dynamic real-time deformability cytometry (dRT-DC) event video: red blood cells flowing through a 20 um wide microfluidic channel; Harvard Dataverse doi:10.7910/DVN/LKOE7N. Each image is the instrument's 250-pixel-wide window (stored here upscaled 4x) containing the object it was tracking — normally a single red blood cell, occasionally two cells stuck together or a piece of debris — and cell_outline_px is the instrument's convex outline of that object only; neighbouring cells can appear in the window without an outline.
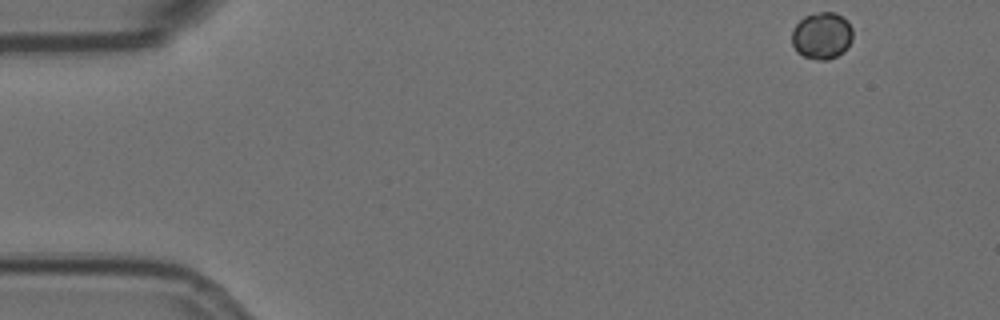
{"species": "Egyptian fruit bat (a non-hibernating species)", "species_latin": "Rousettus aegyptiacus", "temperature_condition": "room temperature", "stored_images_in_passage": 10, "camera_frame_rate_fps": 3000, "um_per_image_px": 0.085, "animal": {"sex": "female"}, "frame": {"image": 1, "passage_image": 1, "time_ms": 0.0, "image_size_px": [1000, 320], "cell_outline_px": [[852, 40], [836, 56], [828, 60], [816, 60], [804, 56], [796, 52], [792, 44], [792, 28], [804, 16], [820, 12], [836, 12], [848, 20], [852, 28]], "centroid_in_image_um": [69.83, 3.01], "position_along_channel_um": 15.2, "area_um2": 16.65}}
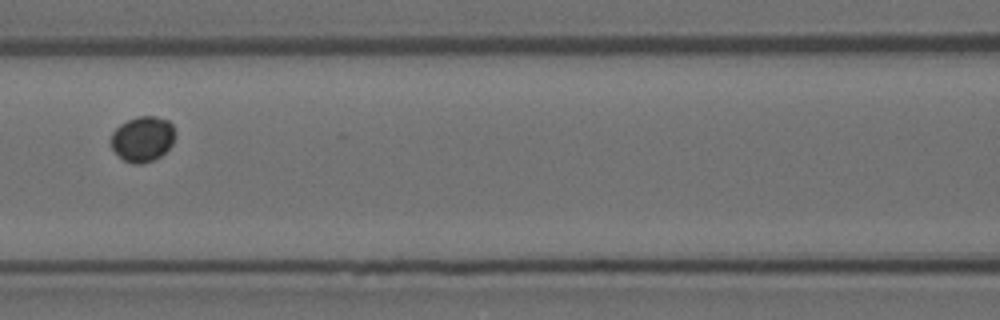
{"frame": {"image": 2, "passage_image": 6, "time_ms": 1.667, "image_size_px": [1000, 320], "cell_outline_px": [[176, 136], [172, 144], [160, 156], [152, 160], [140, 164], [136, 164], [124, 160], [112, 148], [112, 132], [120, 124], [128, 120], [140, 116], [156, 116], [168, 120], [172, 124], [176, 132]], "centroid_in_image_um": [12.15, 11.79], "position_along_channel_um": 154.4, "area_um2": 16.82}}
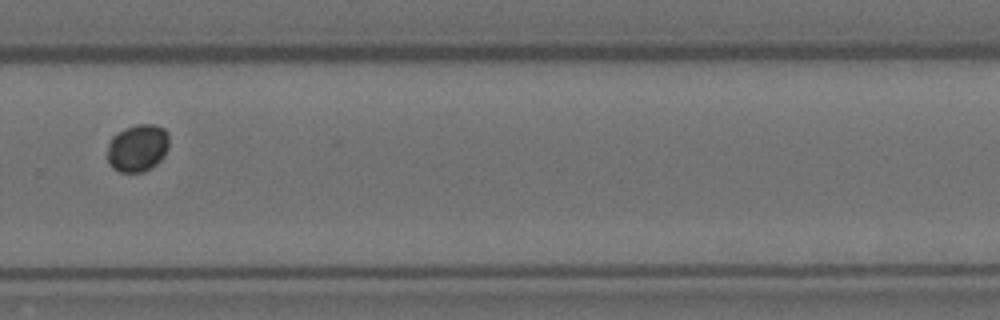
{"frame": {"image": 3, "passage_image": 10, "time_ms": 3.0, "image_size_px": [1000, 320], "cell_outline_px": [[168, 148], [164, 156], [156, 164], [144, 172], [120, 172], [112, 168], [108, 164], [108, 144], [112, 136], [116, 132], [124, 128], [136, 124], [156, 124], [164, 128], [168, 132]], "centroid_in_image_um": [11.69, 12.56], "position_along_channel_um": 318.1, "area_um2": 17.34}}